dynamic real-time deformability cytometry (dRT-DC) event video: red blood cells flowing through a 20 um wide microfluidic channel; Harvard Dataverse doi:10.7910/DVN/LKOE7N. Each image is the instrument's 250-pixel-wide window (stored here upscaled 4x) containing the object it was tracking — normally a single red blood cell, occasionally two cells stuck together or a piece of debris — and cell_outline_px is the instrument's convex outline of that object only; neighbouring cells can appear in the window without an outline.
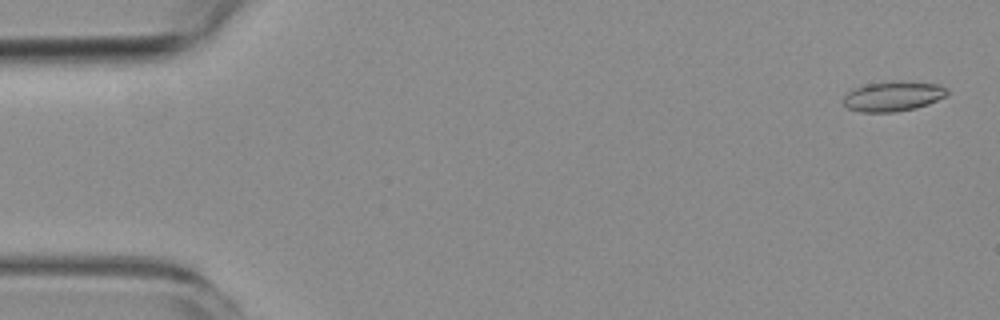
{"species": "common noctule bat (a hibernating species)", "species_latin": "Nyctalus noctula", "temperature_condition": "room temperature", "stored_images_in_passage": 6, "camera_frame_rate_fps": 3000, "um_per_image_px": 0.085, "animal": {"sex": "female", "body_mass_g": 19.3, "forearm_length_mm": 54.1}, "frame": {"image": 1, "passage_image": 1, "time_ms": 0.0, "image_size_px": [1000, 320], "cell_outline_px": [[948, 92], [944, 96], [928, 104], [916, 108], [892, 112], [860, 112], [848, 108], [844, 104], [844, 96], [848, 92], [856, 88], [868, 84], [892, 80], [908, 80], [940, 84], [948, 88]], "centroid_in_image_um": [75.95, 8.16], "position_along_channel_um": 9.1, "area_um2": 18.26}}
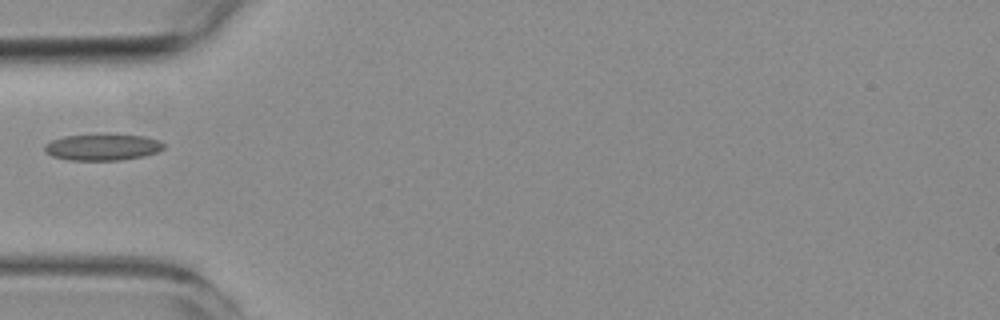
{"frame": {"image": 2, "passage_image": 5, "time_ms": 5.333, "image_size_px": [1000, 320], "cell_outline_px": [[164, 148], [156, 152], [144, 156], [120, 160], [68, 160], [52, 156], [44, 152], [44, 144], [52, 140], [64, 136], [144, 136], [160, 140], [164, 144]], "centroid_in_image_um": [8.69, 12.54], "position_along_channel_um": 76.3, "area_um2": 17.86}}